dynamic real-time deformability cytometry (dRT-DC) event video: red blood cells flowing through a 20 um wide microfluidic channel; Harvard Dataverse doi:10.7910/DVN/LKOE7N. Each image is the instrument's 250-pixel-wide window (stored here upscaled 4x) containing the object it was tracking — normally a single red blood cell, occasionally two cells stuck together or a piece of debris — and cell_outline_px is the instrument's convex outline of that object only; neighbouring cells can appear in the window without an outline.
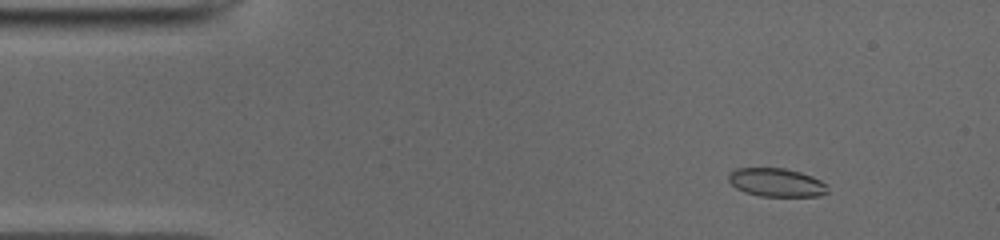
{"species": "common noctule bat (a hibernating species)", "species_latin": "Nyctalus noctula", "temperature_condition": "cold", "stored_images_in_passage": 51, "camera_frame_rate_fps": 3000, "um_per_image_px": 0.085, "animal": {"sex": "male", "body_mass_g": 19.0, "forearm_length_mm": 50.8}, "frame": {"image": 1, "passage_image": 6, "time_ms": 1.667, "image_size_px": [1000, 240], "cell_outline_px": [[828, 192], [820, 196], [760, 196], [744, 192], [736, 188], [728, 180], [728, 176], [736, 168], [784, 168], [800, 172], [812, 176], [820, 180], [824, 184]], "centroid_in_image_um": [65.98, 15.51], "position_along_channel_um": 19.0, "area_um2": 16.3}}
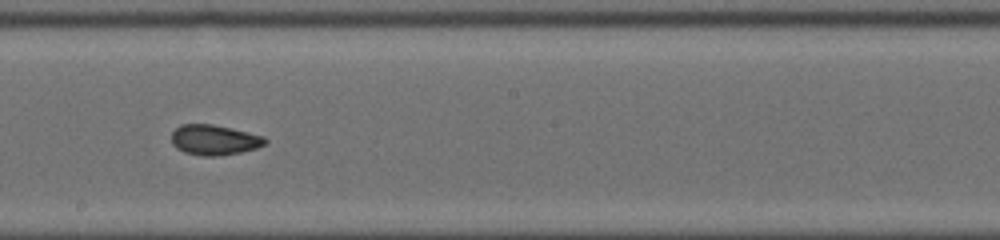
{"frame": {"image": 2, "passage_image": 28, "time_ms": 9.0, "image_size_px": [1000, 240], "cell_outline_px": [[268, 140], [264, 144], [256, 148], [240, 152], [216, 156], [204, 156], [184, 152], [176, 148], [172, 144], [172, 132], [180, 124], [212, 124], [264, 136]], "centroid_in_image_um": [18.19, 11.89], "position_along_channel_um": 230.0, "area_um2": 16.36}}
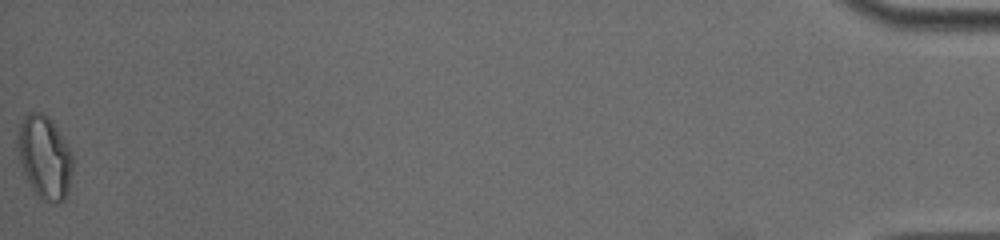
{"frame": {"image": 3, "passage_image": 51, "time_ms": 16.667, "image_size_px": [1000, 240], "cell_outline_px": [[72, 172], [68, 188], [64, 200], [56, 204], [36, 196], [24, 172], [20, 160], [20, 124], [24, 116], [28, 112], [40, 112], [48, 116], [56, 128], [68, 148], [72, 156]], "centroid_in_image_um": [3.81, 13.39], "position_along_channel_um": 431.4, "area_um2": 25.66}, "authors_computed_cell_mechanics": {"area_um2": 16.762, "velocity_mm_per_s": 3.9663, "shape_relaxation_time_tau1_ms": 3.8809, "shape_relaxation_time_tau2_ms": 1.7163, "deformation_change_tau1": 0.1317, "deformation_change_tau2": 0.0741}}